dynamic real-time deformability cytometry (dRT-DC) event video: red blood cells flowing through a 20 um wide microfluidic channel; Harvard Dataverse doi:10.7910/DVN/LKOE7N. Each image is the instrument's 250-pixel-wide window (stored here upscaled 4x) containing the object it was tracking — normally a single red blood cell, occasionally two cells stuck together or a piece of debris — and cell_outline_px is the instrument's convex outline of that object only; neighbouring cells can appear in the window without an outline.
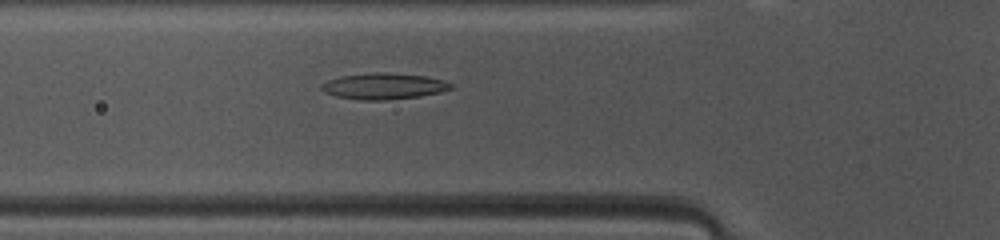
{"species": "common noctule bat (a hibernating species)", "species_latin": "Nyctalus noctula", "temperature_condition": "warm", "stored_images_in_passage": 46, "camera_frame_rate_fps": 3000, "um_per_image_px": 0.085, "animal": {"sex": "female", "body_mass_g": 10.0, "forearm_length_mm": 53.1}, "frame": {"image": 1, "passage_image": 14, "time_ms": 4.333, "image_size_px": [1000, 240], "cell_outline_px": [[452, 88], [440, 92], [420, 96], [384, 100], [360, 100], [336, 96], [324, 92], [320, 88], [328, 80], [340, 76], [372, 72], [384, 72], [428, 76], [444, 80], [452, 84]], "centroid_in_image_um": [32.63, 7.32], "position_along_channel_um": 93.2, "area_um2": 19.71}}
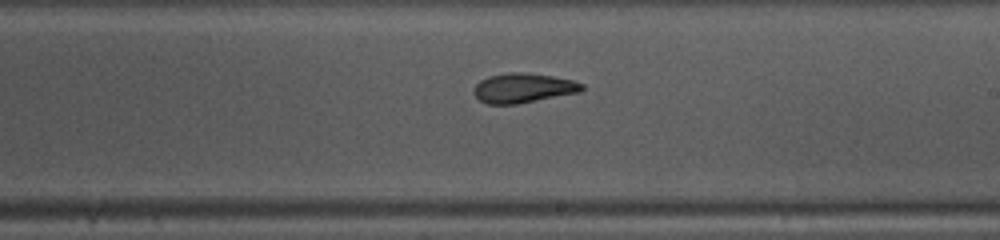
{"frame": {"image": 2, "passage_image": 25, "time_ms": 8.0, "image_size_px": [1000, 240], "cell_outline_px": [[584, 88], [580, 92], [516, 104], [488, 104], [480, 100], [472, 92], [472, 88], [480, 80], [488, 76], [508, 72], [524, 72], [552, 76], [572, 80], [584, 84]], "centroid_in_image_um": [44.44, 7.47], "position_along_channel_um": 244.6, "area_um2": 18.67}}
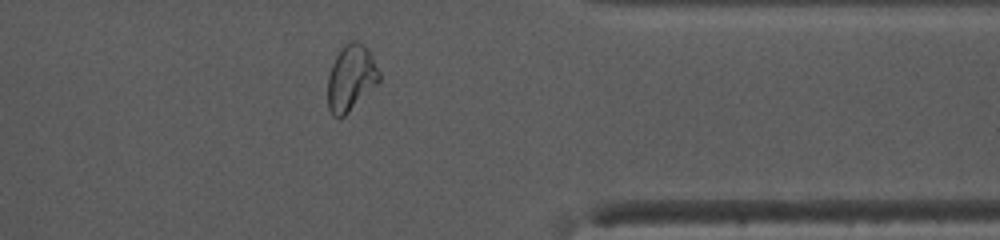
{"frame": {"image": 3, "passage_image": 36, "time_ms": 11.667, "image_size_px": [1000, 240], "cell_outline_px": [[380, 80], [340, 120], [332, 116], [328, 108], [328, 76], [332, 64], [340, 48], [344, 44], [352, 40], [356, 40], [364, 44], [368, 48], [380, 72]], "centroid_in_image_um": [29.82, 6.61], "position_along_channel_um": 381.6, "area_um2": 19.83}, "authors_computed_cell_mechanics": {"area_um2": 19.8832, "velocity_mm_per_s": 4.1131, "shape_relaxation_time_tau1_ms": 5.6466, "shape_relaxation_time_tau2_ms": 2.2283, "deformation_change_tau1": 0.1701, "deformation_change_tau2": 0.0946}}